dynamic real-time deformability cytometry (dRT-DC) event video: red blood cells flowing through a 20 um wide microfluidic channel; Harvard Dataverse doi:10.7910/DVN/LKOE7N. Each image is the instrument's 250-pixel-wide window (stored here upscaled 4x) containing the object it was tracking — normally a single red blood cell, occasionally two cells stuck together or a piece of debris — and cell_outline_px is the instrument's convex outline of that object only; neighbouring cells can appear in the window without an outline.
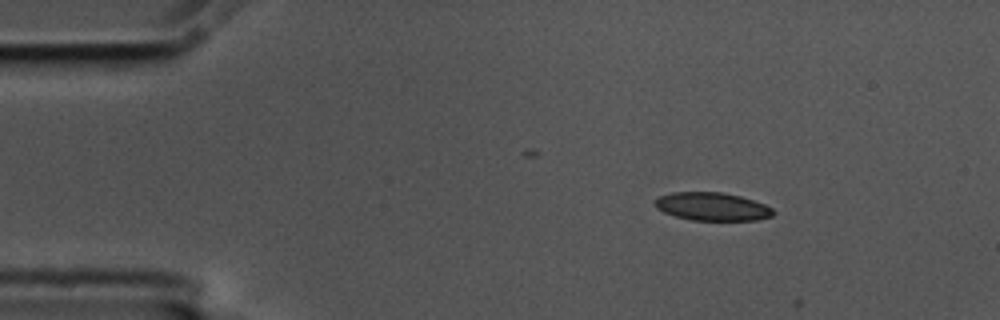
{"species": "common noctule bat (a hibernating species)", "species_latin": "Nyctalus noctula", "temperature_condition": "cold", "stored_images_in_passage": 2, "camera_frame_rate_fps": 3000, "um_per_image_px": 0.085, "animal": {"sex": "male", "body_mass_g": 17.5, "forearm_length_mm": 52.3}, "frame": {"image": 1, "passage_image": 1, "time_ms": 0.0, "image_size_px": [1000, 320], "cell_outline_px": [[776, 212], [772, 216], [756, 220], [692, 220], [676, 216], [664, 212], [656, 208], [652, 204], [652, 200], [660, 196], [672, 192], [720, 192], [740, 196], [764, 204], [772, 208]], "centroid_in_image_um": [60.5, 17.55], "position_along_channel_um": 24.5, "area_um2": 19.42}}